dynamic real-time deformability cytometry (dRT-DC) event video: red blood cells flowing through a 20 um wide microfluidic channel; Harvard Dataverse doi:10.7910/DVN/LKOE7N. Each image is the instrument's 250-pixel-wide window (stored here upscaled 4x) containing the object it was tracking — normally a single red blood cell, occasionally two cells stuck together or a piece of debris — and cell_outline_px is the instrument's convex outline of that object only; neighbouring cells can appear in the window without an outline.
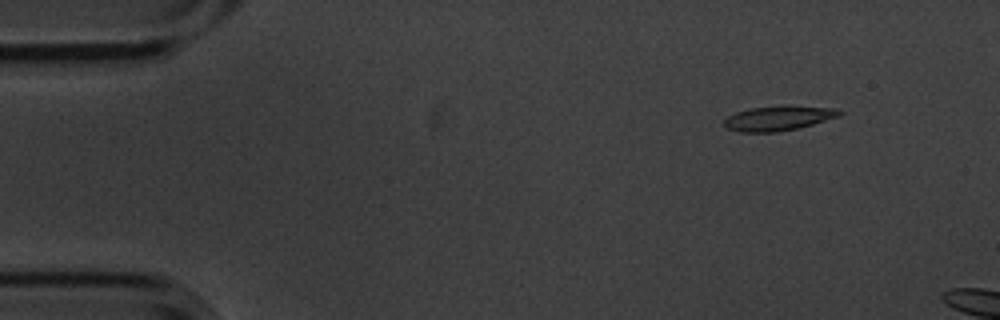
{"species": "common noctule bat (a hibernating species)", "species_latin": "Nyctalus noctula", "temperature_condition": "cold", "stored_images_in_passage": 2, "camera_frame_rate_fps": 3000, "um_per_image_px": 0.085, "animal": {"sex": "male", "body_mass_g": 20.1, "forearm_length_mm": 53.5}, "frame": {"image": 1, "passage_image": 1, "time_ms": 0.0, "image_size_px": [1000, 320], "cell_outline_px": [[844, 112], [840, 116], [812, 124], [796, 128], [776, 132], [740, 132], [724, 128], [724, 120], [728, 116], [736, 112], [748, 108], [784, 104], [836, 108]], "centroid_in_image_um": [66.16, 10.02], "position_along_channel_um": 18.8, "area_um2": 16.99}}